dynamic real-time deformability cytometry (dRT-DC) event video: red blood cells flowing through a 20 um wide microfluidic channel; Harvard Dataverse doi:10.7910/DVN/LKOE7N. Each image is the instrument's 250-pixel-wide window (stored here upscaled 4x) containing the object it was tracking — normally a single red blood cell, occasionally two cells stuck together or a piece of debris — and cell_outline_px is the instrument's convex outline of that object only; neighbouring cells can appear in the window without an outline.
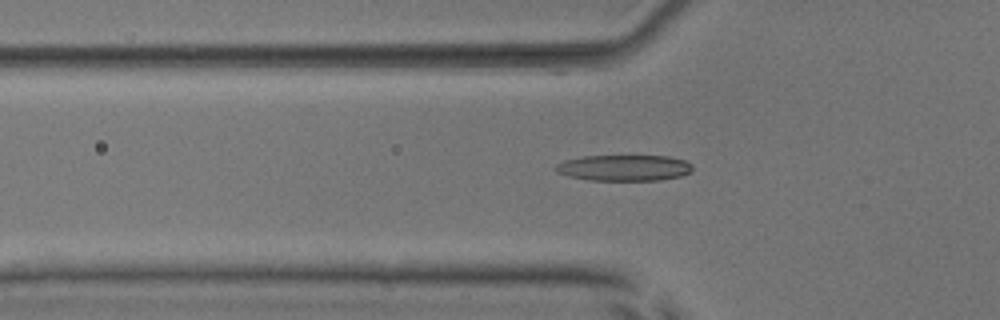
{"species": "common noctule bat (a hibernating species)", "species_latin": "Nyctalus noctula", "temperature_condition": "room temperature", "stored_images_in_passage": 37, "camera_frame_rate_fps": 3000, "um_per_image_px": 0.085, "animal": {"sex": "male", "body_mass_g": 17.9, "forearm_length_mm": 54.2}, "frame": {"image": 1, "passage_image": 3, "time_ms": 0.667, "image_size_px": [1000, 320], "cell_outline_px": [[692, 172], [680, 176], [660, 180], [588, 180], [568, 176], [560, 172], [556, 168], [556, 164], [564, 160], [584, 156], [668, 156], [684, 160], [692, 164]], "centroid_in_image_um": [53.08, 14.26], "position_along_channel_um": 72.7, "area_um2": 20.63}}
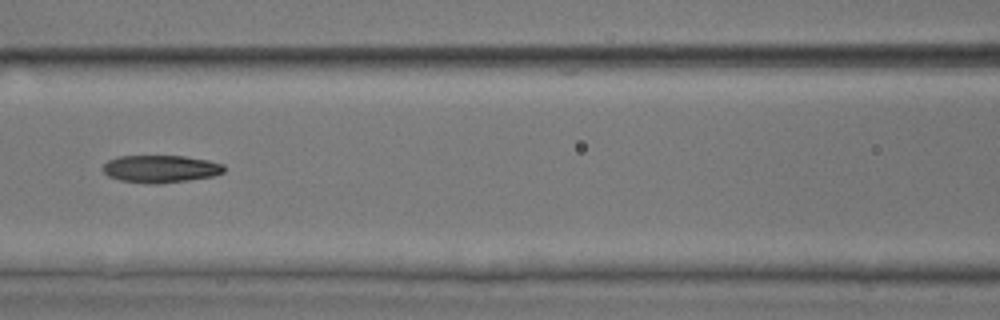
{"frame": {"image": 2, "passage_image": 9, "time_ms": 2.667, "image_size_px": [1000, 320], "cell_outline_px": [[224, 172], [212, 176], [188, 180], [160, 184], [148, 184], [120, 180], [108, 176], [104, 172], [104, 164], [108, 160], [116, 156], [184, 156], [208, 160], [224, 164]], "centroid_in_image_um": [13.64, 14.35], "position_along_channel_um": 153.0, "area_um2": 19.42}}
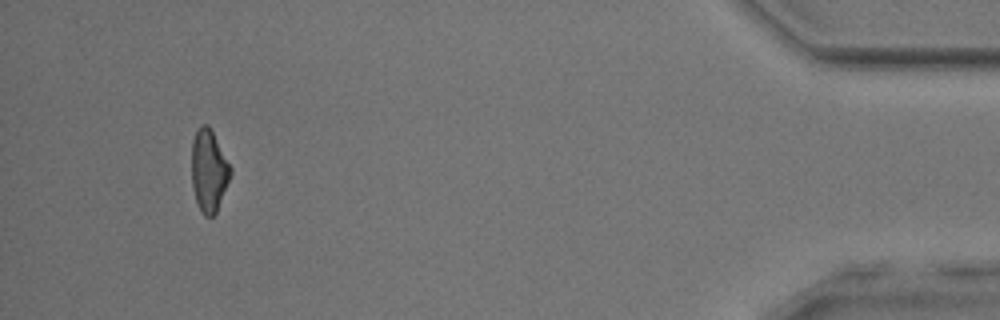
{"frame": {"image": 3, "passage_image": 34, "time_ms": 11.0, "image_size_px": [1000, 320], "cell_outline_px": [[232, 172], [216, 212], [212, 216], [204, 216], [200, 212], [192, 188], [192, 140], [196, 128], [200, 124], [208, 124], [232, 168]], "centroid_in_image_um": [17.73, 14.49], "position_along_channel_um": 417.5, "area_um2": 18.61}, "authors_computed_cell_mechanics": {"area_um2": 19.2474, "velocity_mm_per_s": 3.9982, "shape_relaxation_time_tau1_ms": 3.8515, "shape_relaxation_time_tau2_ms": 5.2657, "deformation_change_tau1": 0.1492, "deformation_change_tau2": 0.1463}}